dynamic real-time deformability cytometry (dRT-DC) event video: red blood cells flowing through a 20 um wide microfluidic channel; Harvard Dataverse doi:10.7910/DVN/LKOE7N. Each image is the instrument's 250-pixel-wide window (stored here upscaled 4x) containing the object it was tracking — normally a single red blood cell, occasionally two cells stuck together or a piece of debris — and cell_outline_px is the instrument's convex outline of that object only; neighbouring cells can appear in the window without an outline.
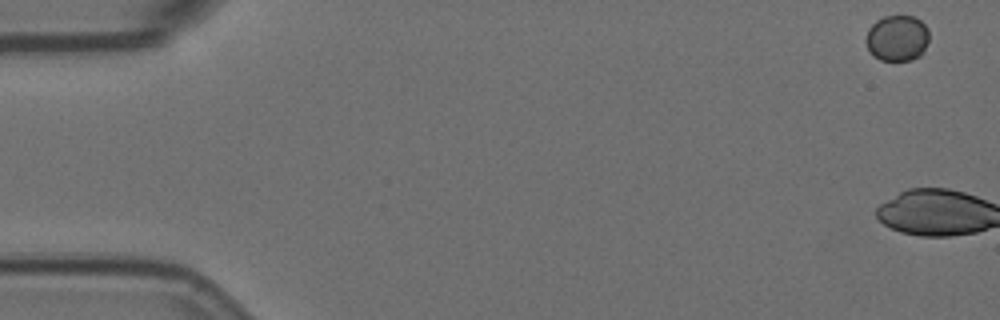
{"species": "Egyptian fruit bat (a non-hibernating species)", "species_latin": "Rousettus aegyptiacus", "temperature_condition": "room temperature", "stored_images_in_passage": 6, "camera_frame_rate_fps": 3000, "um_per_image_px": 0.085, "animal": {"sex": "female"}, "frame": {"image": 1, "passage_image": 1, "time_ms": 0.0, "image_size_px": [1000, 320], "cell_outline_px": [[928, 40], [920, 56], [912, 60], [880, 60], [868, 48], [864, 40], [868, 28], [876, 20], [884, 16], [912, 16], [920, 20], [928, 28]], "centroid_in_image_um": [76.25, 3.23], "position_along_channel_um": 8.8, "area_um2": 16.88}}